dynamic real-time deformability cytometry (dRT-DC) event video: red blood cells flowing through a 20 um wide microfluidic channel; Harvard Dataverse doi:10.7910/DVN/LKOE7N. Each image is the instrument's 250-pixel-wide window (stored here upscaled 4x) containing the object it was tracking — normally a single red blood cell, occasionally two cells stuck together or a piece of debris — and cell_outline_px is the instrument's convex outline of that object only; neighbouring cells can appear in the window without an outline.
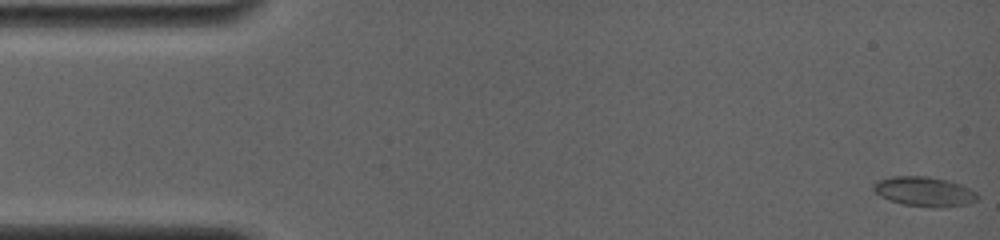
{"species": "common noctule bat (a hibernating species)", "species_latin": "Nyctalus noctula", "temperature_condition": "room temperature", "stored_images_in_passage": 10, "camera_frame_rate_fps": 4000, "um_per_image_px": 0.085, "animal": {"sex": "female", "body_mass_g": 19.0, "forearm_length_mm": 56.7}, "frame": {"image": 1, "passage_image": 1, "time_ms": 0.0, "image_size_px": [1000, 240], "cell_outline_px": [[980, 196], [976, 200], [968, 204], [932, 208], [904, 204], [888, 200], [880, 196], [872, 188], [872, 184], [876, 180], [892, 176], [928, 176], [960, 184], [976, 192]], "centroid_in_image_um": [78.53, 16.28], "position_along_channel_um": 6.5, "area_um2": 17.98}}
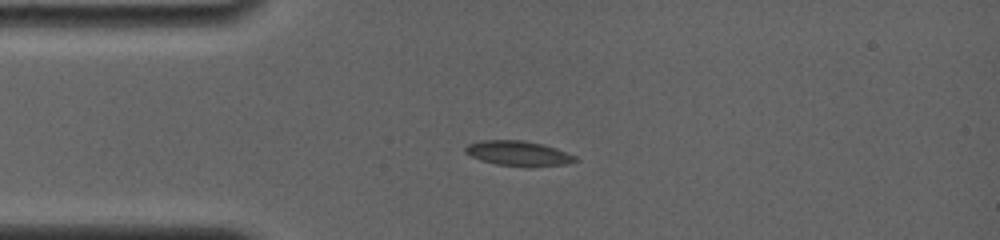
{"frame": {"image": 2, "passage_image": 9, "time_ms": 3.75, "image_size_px": [1000, 240], "cell_outline_px": [[580, 160], [568, 164], [532, 168], [528, 168], [496, 164], [480, 160], [464, 152], [464, 148], [468, 144], [484, 140], [524, 140], [544, 144], [556, 148], [576, 156]], "centroid_in_image_um": [44.12, 13.06], "position_along_channel_um": 40.9, "area_um2": 16.42}}